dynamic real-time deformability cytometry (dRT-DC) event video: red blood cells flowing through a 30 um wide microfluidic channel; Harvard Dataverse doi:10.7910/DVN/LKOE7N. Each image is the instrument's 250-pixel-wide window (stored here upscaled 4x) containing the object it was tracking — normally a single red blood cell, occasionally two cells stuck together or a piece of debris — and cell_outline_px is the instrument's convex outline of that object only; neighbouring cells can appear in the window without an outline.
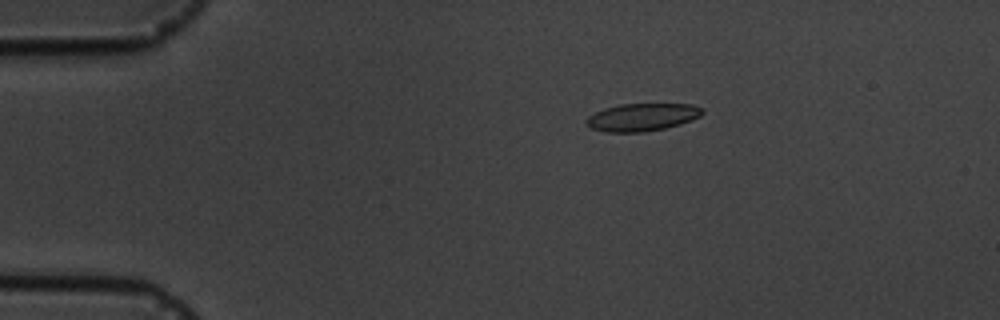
{"species": "common noctule bat (a hibernating species)", "species_latin": "Nyctalus noctula", "temperature_condition": "cold", "stored_images_in_passage": 2, "camera_frame_rate_fps": 3000, "um_per_image_px": 0.085, "animal": {"sex": "male", "body_mass_g": 19.5, "forearm_length_mm": 54.6}, "frame": {"image": 1, "passage_image": 1, "time_ms": 0.0, "image_size_px": [1000, 320], "cell_outline_px": [[704, 112], [700, 116], [692, 120], [680, 124], [664, 128], [644, 132], [608, 132], [592, 128], [584, 120], [588, 116], [604, 108], [620, 104], [692, 104], [704, 108]], "centroid_in_image_um": [54.61, 9.95], "position_along_channel_um": 30.4, "area_um2": 18.67}}